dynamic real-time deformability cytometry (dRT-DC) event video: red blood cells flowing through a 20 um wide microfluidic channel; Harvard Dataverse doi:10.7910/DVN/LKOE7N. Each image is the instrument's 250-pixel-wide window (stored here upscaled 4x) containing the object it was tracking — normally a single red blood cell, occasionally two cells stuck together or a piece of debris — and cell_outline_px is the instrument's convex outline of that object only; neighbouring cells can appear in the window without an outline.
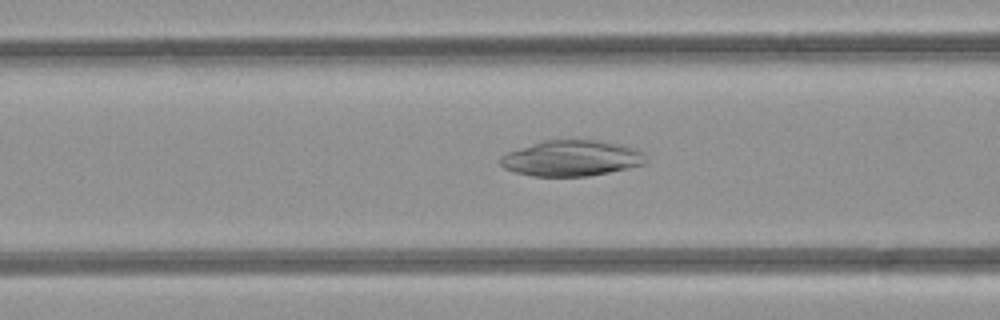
{"species": "common noctule bat (a hibernating species)", "species_latin": "Nyctalus noctula", "temperature_condition": "room temperature", "stored_images_in_passage": 37, "camera_frame_rate_fps": 3000, "um_per_image_px": 0.085, "animal": {"sex": "female", "body_mass_g": 21.9}, "frame": {"image": 1, "passage_image": 13, "time_ms": 4.0, "image_size_px": [1000, 320], "cell_outline_px": [[648, 160], [644, 164], [628, 168], [588, 176], [532, 176], [516, 172], [504, 168], [500, 164], [500, 156], [508, 152], [544, 140], [596, 140], [620, 144], [632, 148], [640, 152]], "centroid_in_image_um": [48.56, 13.45], "position_along_channel_um": 118.0, "area_um2": 30.0}}
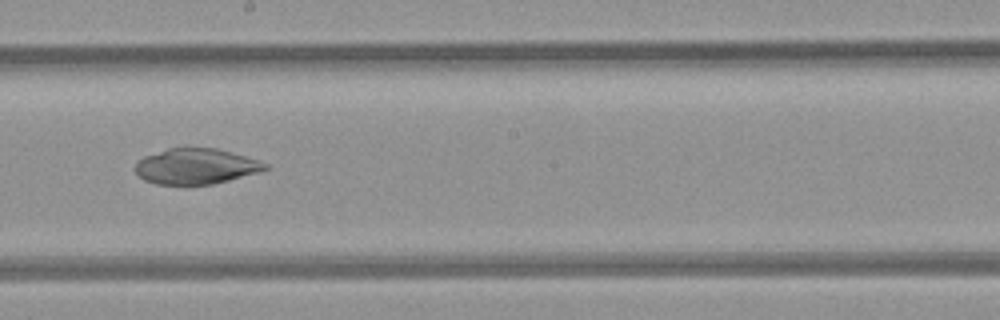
{"frame": {"image": 2, "passage_image": 21, "time_ms": 6.667, "image_size_px": [1000, 320], "cell_outline_px": [[268, 168], [260, 172], [212, 184], [156, 184], [144, 180], [136, 172], [136, 164], [144, 156], [168, 148], [216, 148], [232, 152], [268, 164]], "centroid_in_image_um": [16.65, 14.13], "position_along_channel_um": 231.5, "area_um2": 26.59}}
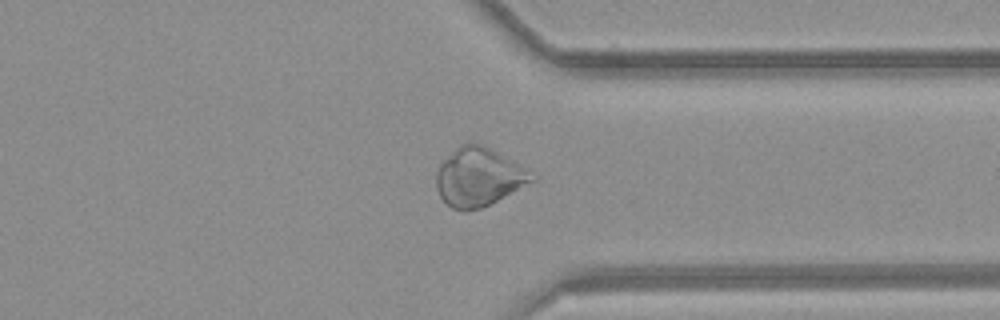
{"frame": {"image": 3, "passage_image": 31, "time_ms": 10.0, "image_size_px": [1000, 320], "cell_outline_px": [[536, 180], [480, 208], [464, 212], [452, 208], [440, 196], [436, 188], [436, 172], [440, 164], [460, 144], [468, 140], [480, 144], [496, 152], [536, 176]], "centroid_in_image_um": [40.63, 15.05], "position_along_channel_um": 370.8, "area_um2": 31.91}}